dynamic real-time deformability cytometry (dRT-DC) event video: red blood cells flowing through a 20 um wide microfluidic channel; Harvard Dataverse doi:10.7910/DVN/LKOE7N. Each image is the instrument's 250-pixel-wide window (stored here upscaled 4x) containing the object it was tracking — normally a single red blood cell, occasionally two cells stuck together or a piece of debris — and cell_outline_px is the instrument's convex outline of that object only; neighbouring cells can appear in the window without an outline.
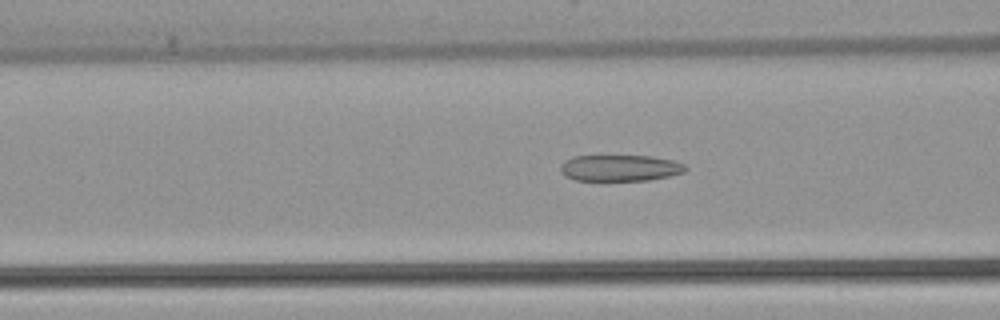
{"species": "common noctule bat (a hibernating species)", "species_latin": "Nyctalus noctula", "temperature_condition": "warm", "stored_images_in_passage": 47, "camera_frame_rate_fps": 3000, "um_per_image_px": 0.085, "animal": {"sex": "female", "body_mass_g": 22.7, "forearm_length_mm": 54.2}, "frame": {"image": 1, "passage_image": 21, "time_ms": 6.667, "image_size_px": [1000, 320], "cell_outline_px": [[688, 168], [684, 172], [668, 176], [648, 180], [576, 180], [564, 176], [560, 172], [560, 164], [564, 160], [572, 156], [652, 156], [676, 160], [684, 164]], "centroid_in_image_um": [52.69, 14.27], "position_along_channel_um": 113.9, "area_um2": 19.31}}
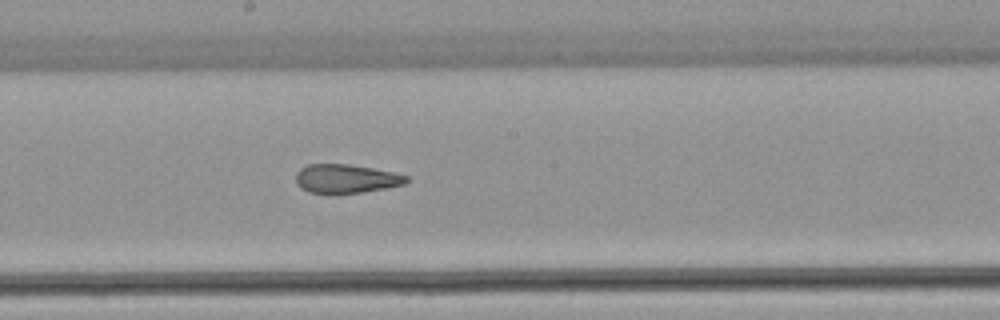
{"frame": {"image": 2, "passage_image": 29, "time_ms": 9.333, "image_size_px": [1000, 320], "cell_outline_px": [[408, 180], [404, 184], [384, 188], [336, 196], [308, 192], [300, 188], [296, 180], [296, 172], [300, 168], [308, 164], [348, 164], [396, 172], [408, 176]], "centroid_in_image_um": [29.37, 15.21], "position_along_channel_um": 218.8, "area_um2": 19.02}}
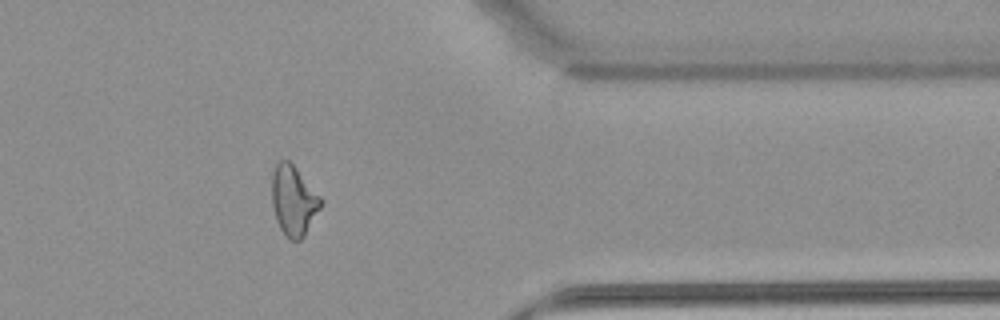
{"frame": {"image": 3, "passage_image": 43, "time_ms": 14.0, "image_size_px": [1000, 320], "cell_outline_px": [[324, 204], [304, 236], [300, 240], [292, 240], [280, 228], [276, 220], [272, 204], [272, 172], [276, 164], [280, 160], [288, 160], [292, 164], [324, 200]], "centroid_in_image_um": [24.97, 17.05], "position_along_channel_um": 386.4, "area_um2": 19.88}, "authors_computed_cell_mechanics": {"area_um2": 20.1722, "velocity_mm_per_s": 3.9378, "shape_relaxation_time_tau1_ms": null, "shape_relaxation_time_tau2_ms": 2.386, "deformation_change_tau1": null, "deformation_change_tau2": 0.1102}}